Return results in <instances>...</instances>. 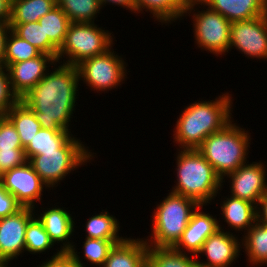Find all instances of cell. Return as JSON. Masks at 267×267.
I'll return each instance as SVG.
<instances>
[{
	"label": "cell",
	"instance_id": "obj_1",
	"mask_svg": "<svg viewBox=\"0 0 267 267\" xmlns=\"http://www.w3.org/2000/svg\"><path fill=\"white\" fill-rule=\"evenodd\" d=\"M51 69L20 100L34 112L41 128L71 132L69 126L80 88L78 70L57 61Z\"/></svg>",
	"mask_w": 267,
	"mask_h": 267
},
{
	"label": "cell",
	"instance_id": "obj_2",
	"mask_svg": "<svg viewBox=\"0 0 267 267\" xmlns=\"http://www.w3.org/2000/svg\"><path fill=\"white\" fill-rule=\"evenodd\" d=\"M233 97L222 93L215 100L194 101L181 110L173 130V142L178 149H197L211 134L233 120Z\"/></svg>",
	"mask_w": 267,
	"mask_h": 267
},
{
	"label": "cell",
	"instance_id": "obj_3",
	"mask_svg": "<svg viewBox=\"0 0 267 267\" xmlns=\"http://www.w3.org/2000/svg\"><path fill=\"white\" fill-rule=\"evenodd\" d=\"M176 153V185L171 192L210 204L222 191V179L197 149H178ZM213 199V200H212ZM208 203V204H207Z\"/></svg>",
	"mask_w": 267,
	"mask_h": 267
},
{
	"label": "cell",
	"instance_id": "obj_4",
	"mask_svg": "<svg viewBox=\"0 0 267 267\" xmlns=\"http://www.w3.org/2000/svg\"><path fill=\"white\" fill-rule=\"evenodd\" d=\"M236 124L232 120L220 131L209 135L197 148L224 183L229 173L249 162L251 133Z\"/></svg>",
	"mask_w": 267,
	"mask_h": 267
},
{
	"label": "cell",
	"instance_id": "obj_5",
	"mask_svg": "<svg viewBox=\"0 0 267 267\" xmlns=\"http://www.w3.org/2000/svg\"><path fill=\"white\" fill-rule=\"evenodd\" d=\"M155 207L150 235L143 238L148 246L173 248L186 229L192 213L199 204L188 197L173 192ZM149 237V238H148Z\"/></svg>",
	"mask_w": 267,
	"mask_h": 267
},
{
	"label": "cell",
	"instance_id": "obj_6",
	"mask_svg": "<svg viewBox=\"0 0 267 267\" xmlns=\"http://www.w3.org/2000/svg\"><path fill=\"white\" fill-rule=\"evenodd\" d=\"M74 135L57 151L40 152L28 162L41 180L50 188L57 187L71 171L86 165L96 153Z\"/></svg>",
	"mask_w": 267,
	"mask_h": 267
},
{
	"label": "cell",
	"instance_id": "obj_7",
	"mask_svg": "<svg viewBox=\"0 0 267 267\" xmlns=\"http://www.w3.org/2000/svg\"><path fill=\"white\" fill-rule=\"evenodd\" d=\"M98 26L95 23L71 22L64 42L58 49L57 62L76 66L84 59L102 54L113 47V32Z\"/></svg>",
	"mask_w": 267,
	"mask_h": 267
},
{
	"label": "cell",
	"instance_id": "obj_8",
	"mask_svg": "<svg viewBox=\"0 0 267 267\" xmlns=\"http://www.w3.org/2000/svg\"><path fill=\"white\" fill-rule=\"evenodd\" d=\"M200 5L204 8L201 9ZM185 16H192L193 37L195 39L194 42H196L194 44L198 48L208 51V53L210 52L217 57L219 55H221L219 57H222L226 55L225 53L228 54L232 24L229 20L220 13L211 10L201 0L187 2L184 18Z\"/></svg>",
	"mask_w": 267,
	"mask_h": 267
},
{
	"label": "cell",
	"instance_id": "obj_9",
	"mask_svg": "<svg viewBox=\"0 0 267 267\" xmlns=\"http://www.w3.org/2000/svg\"><path fill=\"white\" fill-rule=\"evenodd\" d=\"M128 65L122 55L116 54L111 47L106 52L90 57L76 65L79 80L83 81L92 91H111L120 87L127 78Z\"/></svg>",
	"mask_w": 267,
	"mask_h": 267
},
{
	"label": "cell",
	"instance_id": "obj_10",
	"mask_svg": "<svg viewBox=\"0 0 267 267\" xmlns=\"http://www.w3.org/2000/svg\"><path fill=\"white\" fill-rule=\"evenodd\" d=\"M234 47L248 59L267 61V14L233 22L229 50Z\"/></svg>",
	"mask_w": 267,
	"mask_h": 267
},
{
	"label": "cell",
	"instance_id": "obj_11",
	"mask_svg": "<svg viewBox=\"0 0 267 267\" xmlns=\"http://www.w3.org/2000/svg\"><path fill=\"white\" fill-rule=\"evenodd\" d=\"M0 183L22 207L34 209L43 200V190L49 189L28 161L0 175Z\"/></svg>",
	"mask_w": 267,
	"mask_h": 267
},
{
	"label": "cell",
	"instance_id": "obj_12",
	"mask_svg": "<svg viewBox=\"0 0 267 267\" xmlns=\"http://www.w3.org/2000/svg\"><path fill=\"white\" fill-rule=\"evenodd\" d=\"M39 212L31 207H21L14 214L0 218V258L9 262L25 252V231L28 222Z\"/></svg>",
	"mask_w": 267,
	"mask_h": 267
},
{
	"label": "cell",
	"instance_id": "obj_13",
	"mask_svg": "<svg viewBox=\"0 0 267 267\" xmlns=\"http://www.w3.org/2000/svg\"><path fill=\"white\" fill-rule=\"evenodd\" d=\"M266 161L245 163L225 178L230 181V195L247 200L256 206L260 198L267 192Z\"/></svg>",
	"mask_w": 267,
	"mask_h": 267
},
{
	"label": "cell",
	"instance_id": "obj_14",
	"mask_svg": "<svg viewBox=\"0 0 267 267\" xmlns=\"http://www.w3.org/2000/svg\"><path fill=\"white\" fill-rule=\"evenodd\" d=\"M220 221L219 218V229L204 241L201 250L196 255L198 258L199 254L202 256L204 254L207 258L203 262L197 259L199 267H230L239 258V255H243L240 253L242 250L241 239L235 233H231L230 229L228 232L227 229L225 231L224 227L222 228L220 225Z\"/></svg>",
	"mask_w": 267,
	"mask_h": 267
},
{
	"label": "cell",
	"instance_id": "obj_15",
	"mask_svg": "<svg viewBox=\"0 0 267 267\" xmlns=\"http://www.w3.org/2000/svg\"><path fill=\"white\" fill-rule=\"evenodd\" d=\"M54 63L52 56L41 53L36 58L6 66L12 91L19 100L44 78Z\"/></svg>",
	"mask_w": 267,
	"mask_h": 267
},
{
	"label": "cell",
	"instance_id": "obj_16",
	"mask_svg": "<svg viewBox=\"0 0 267 267\" xmlns=\"http://www.w3.org/2000/svg\"><path fill=\"white\" fill-rule=\"evenodd\" d=\"M203 208V205H199L192 213L181 238L173 247L174 250L196 256L204 241L219 229L217 217H213L212 214L207 213L208 211L203 212Z\"/></svg>",
	"mask_w": 267,
	"mask_h": 267
},
{
	"label": "cell",
	"instance_id": "obj_17",
	"mask_svg": "<svg viewBox=\"0 0 267 267\" xmlns=\"http://www.w3.org/2000/svg\"><path fill=\"white\" fill-rule=\"evenodd\" d=\"M53 206L54 205L50 208H46L42 213L40 211V214L36 213L35 215L42 223L52 242L55 245L57 243V246L60 244L59 249L62 253H68L75 243L69 241L73 239L71 237L75 232V228H77L75 226V219L64 207Z\"/></svg>",
	"mask_w": 267,
	"mask_h": 267
},
{
	"label": "cell",
	"instance_id": "obj_18",
	"mask_svg": "<svg viewBox=\"0 0 267 267\" xmlns=\"http://www.w3.org/2000/svg\"><path fill=\"white\" fill-rule=\"evenodd\" d=\"M147 251L143 238L126 237L114 245L102 267H146Z\"/></svg>",
	"mask_w": 267,
	"mask_h": 267
},
{
	"label": "cell",
	"instance_id": "obj_19",
	"mask_svg": "<svg viewBox=\"0 0 267 267\" xmlns=\"http://www.w3.org/2000/svg\"><path fill=\"white\" fill-rule=\"evenodd\" d=\"M231 23L267 14V0H201Z\"/></svg>",
	"mask_w": 267,
	"mask_h": 267
},
{
	"label": "cell",
	"instance_id": "obj_20",
	"mask_svg": "<svg viewBox=\"0 0 267 267\" xmlns=\"http://www.w3.org/2000/svg\"><path fill=\"white\" fill-rule=\"evenodd\" d=\"M226 197V198H225ZM220 202L221 215L224 222L233 231H244V234L257 221L256 205L234 196H225Z\"/></svg>",
	"mask_w": 267,
	"mask_h": 267
},
{
	"label": "cell",
	"instance_id": "obj_21",
	"mask_svg": "<svg viewBox=\"0 0 267 267\" xmlns=\"http://www.w3.org/2000/svg\"><path fill=\"white\" fill-rule=\"evenodd\" d=\"M186 6L185 0H135V14H144L145 10L152 14L154 21L169 26L173 21L184 19Z\"/></svg>",
	"mask_w": 267,
	"mask_h": 267
},
{
	"label": "cell",
	"instance_id": "obj_22",
	"mask_svg": "<svg viewBox=\"0 0 267 267\" xmlns=\"http://www.w3.org/2000/svg\"><path fill=\"white\" fill-rule=\"evenodd\" d=\"M242 237L241 246L247 254L248 264L267 266V227L256 221Z\"/></svg>",
	"mask_w": 267,
	"mask_h": 267
},
{
	"label": "cell",
	"instance_id": "obj_23",
	"mask_svg": "<svg viewBox=\"0 0 267 267\" xmlns=\"http://www.w3.org/2000/svg\"><path fill=\"white\" fill-rule=\"evenodd\" d=\"M57 6V0H12L9 24L38 22Z\"/></svg>",
	"mask_w": 267,
	"mask_h": 267
},
{
	"label": "cell",
	"instance_id": "obj_24",
	"mask_svg": "<svg viewBox=\"0 0 267 267\" xmlns=\"http://www.w3.org/2000/svg\"><path fill=\"white\" fill-rule=\"evenodd\" d=\"M5 116L12 122L18 132L22 147L25 148L40 130L41 126L34 112L19 100Z\"/></svg>",
	"mask_w": 267,
	"mask_h": 267
},
{
	"label": "cell",
	"instance_id": "obj_25",
	"mask_svg": "<svg viewBox=\"0 0 267 267\" xmlns=\"http://www.w3.org/2000/svg\"><path fill=\"white\" fill-rule=\"evenodd\" d=\"M146 267H199L193 254L148 246Z\"/></svg>",
	"mask_w": 267,
	"mask_h": 267
},
{
	"label": "cell",
	"instance_id": "obj_26",
	"mask_svg": "<svg viewBox=\"0 0 267 267\" xmlns=\"http://www.w3.org/2000/svg\"><path fill=\"white\" fill-rule=\"evenodd\" d=\"M73 134L65 130H49L40 128L30 143L24 148L27 160L40 152L57 151Z\"/></svg>",
	"mask_w": 267,
	"mask_h": 267
},
{
	"label": "cell",
	"instance_id": "obj_27",
	"mask_svg": "<svg viewBox=\"0 0 267 267\" xmlns=\"http://www.w3.org/2000/svg\"><path fill=\"white\" fill-rule=\"evenodd\" d=\"M120 223L115 216L108 211L102 210L99 214L92 215L87 221L85 226V238L95 239H125L120 237L119 231Z\"/></svg>",
	"mask_w": 267,
	"mask_h": 267
},
{
	"label": "cell",
	"instance_id": "obj_28",
	"mask_svg": "<svg viewBox=\"0 0 267 267\" xmlns=\"http://www.w3.org/2000/svg\"><path fill=\"white\" fill-rule=\"evenodd\" d=\"M9 25L17 36L23 40H26L39 52L50 55L57 61V53L59 48L50 39H45L43 28L38 22Z\"/></svg>",
	"mask_w": 267,
	"mask_h": 267
},
{
	"label": "cell",
	"instance_id": "obj_29",
	"mask_svg": "<svg viewBox=\"0 0 267 267\" xmlns=\"http://www.w3.org/2000/svg\"><path fill=\"white\" fill-rule=\"evenodd\" d=\"M57 6L71 22L95 23L102 6L100 0H57Z\"/></svg>",
	"mask_w": 267,
	"mask_h": 267
},
{
	"label": "cell",
	"instance_id": "obj_30",
	"mask_svg": "<svg viewBox=\"0 0 267 267\" xmlns=\"http://www.w3.org/2000/svg\"><path fill=\"white\" fill-rule=\"evenodd\" d=\"M38 23L43 28L45 39H50L60 48L71 24L63 10L58 6L54 7L53 10L40 18Z\"/></svg>",
	"mask_w": 267,
	"mask_h": 267
},
{
	"label": "cell",
	"instance_id": "obj_31",
	"mask_svg": "<svg viewBox=\"0 0 267 267\" xmlns=\"http://www.w3.org/2000/svg\"><path fill=\"white\" fill-rule=\"evenodd\" d=\"M55 246L45 231L42 223L34 216L26 227L25 231V252L30 254H43Z\"/></svg>",
	"mask_w": 267,
	"mask_h": 267
},
{
	"label": "cell",
	"instance_id": "obj_32",
	"mask_svg": "<svg viewBox=\"0 0 267 267\" xmlns=\"http://www.w3.org/2000/svg\"><path fill=\"white\" fill-rule=\"evenodd\" d=\"M41 54L34 46L26 40L21 39L12 30L6 41V53L3 65L19 63L38 57Z\"/></svg>",
	"mask_w": 267,
	"mask_h": 267
},
{
	"label": "cell",
	"instance_id": "obj_33",
	"mask_svg": "<svg viewBox=\"0 0 267 267\" xmlns=\"http://www.w3.org/2000/svg\"><path fill=\"white\" fill-rule=\"evenodd\" d=\"M123 240L85 238L82 246L84 249L82 257L94 267H102L114 245Z\"/></svg>",
	"mask_w": 267,
	"mask_h": 267
},
{
	"label": "cell",
	"instance_id": "obj_34",
	"mask_svg": "<svg viewBox=\"0 0 267 267\" xmlns=\"http://www.w3.org/2000/svg\"><path fill=\"white\" fill-rule=\"evenodd\" d=\"M76 244H73L71 250L68 253H62L59 248L53 253L50 259L42 261V264L36 265L37 267H86L83 263V259L80 256L81 252H77ZM79 254V255H78Z\"/></svg>",
	"mask_w": 267,
	"mask_h": 267
},
{
	"label": "cell",
	"instance_id": "obj_35",
	"mask_svg": "<svg viewBox=\"0 0 267 267\" xmlns=\"http://www.w3.org/2000/svg\"><path fill=\"white\" fill-rule=\"evenodd\" d=\"M18 101L11 88L8 70L0 64V115H5Z\"/></svg>",
	"mask_w": 267,
	"mask_h": 267
},
{
	"label": "cell",
	"instance_id": "obj_36",
	"mask_svg": "<svg viewBox=\"0 0 267 267\" xmlns=\"http://www.w3.org/2000/svg\"><path fill=\"white\" fill-rule=\"evenodd\" d=\"M12 148H23L20 136L12 122L5 115H0V150Z\"/></svg>",
	"mask_w": 267,
	"mask_h": 267
},
{
	"label": "cell",
	"instance_id": "obj_37",
	"mask_svg": "<svg viewBox=\"0 0 267 267\" xmlns=\"http://www.w3.org/2000/svg\"><path fill=\"white\" fill-rule=\"evenodd\" d=\"M24 148L0 150V175L27 162Z\"/></svg>",
	"mask_w": 267,
	"mask_h": 267
},
{
	"label": "cell",
	"instance_id": "obj_38",
	"mask_svg": "<svg viewBox=\"0 0 267 267\" xmlns=\"http://www.w3.org/2000/svg\"><path fill=\"white\" fill-rule=\"evenodd\" d=\"M22 206L0 183V218L14 214Z\"/></svg>",
	"mask_w": 267,
	"mask_h": 267
},
{
	"label": "cell",
	"instance_id": "obj_39",
	"mask_svg": "<svg viewBox=\"0 0 267 267\" xmlns=\"http://www.w3.org/2000/svg\"><path fill=\"white\" fill-rule=\"evenodd\" d=\"M257 221L267 227V192L260 198L256 206Z\"/></svg>",
	"mask_w": 267,
	"mask_h": 267
},
{
	"label": "cell",
	"instance_id": "obj_40",
	"mask_svg": "<svg viewBox=\"0 0 267 267\" xmlns=\"http://www.w3.org/2000/svg\"><path fill=\"white\" fill-rule=\"evenodd\" d=\"M9 24H0V64H3L6 53V41L11 31Z\"/></svg>",
	"mask_w": 267,
	"mask_h": 267
},
{
	"label": "cell",
	"instance_id": "obj_41",
	"mask_svg": "<svg viewBox=\"0 0 267 267\" xmlns=\"http://www.w3.org/2000/svg\"><path fill=\"white\" fill-rule=\"evenodd\" d=\"M12 0H0V24H9L11 20Z\"/></svg>",
	"mask_w": 267,
	"mask_h": 267
},
{
	"label": "cell",
	"instance_id": "obj_42",
	"mask_svg": "<svg viewBox=\"0 0 267 267\" xmlns=\"http://www.w3.org/2000/svg\"><path fill=\"white\" fill-rule=\"evenodd\" d=\"M102 8L108 5H116L120 6L123 9L126 8V10H129L132 13H135V0H100ZM112 3V4H111Z\"/></svg>",
	"mask_w": 267,
	"mask_h": 267
},
{
	"label": "cell",
	"instance_id": "obj_43",
	"mask_svg": "<svg viewBox=\"0 0 267 267\" xmlns=\"http://www.w3.org/2000/svg\"><path fill=\"white\" fill-rule=\"evenodd\" d=\"M8 266L1 258H0V267Z\"/></svg>",
	"mask_w": 267,
	"mask_h": 267
}]
</instances>
